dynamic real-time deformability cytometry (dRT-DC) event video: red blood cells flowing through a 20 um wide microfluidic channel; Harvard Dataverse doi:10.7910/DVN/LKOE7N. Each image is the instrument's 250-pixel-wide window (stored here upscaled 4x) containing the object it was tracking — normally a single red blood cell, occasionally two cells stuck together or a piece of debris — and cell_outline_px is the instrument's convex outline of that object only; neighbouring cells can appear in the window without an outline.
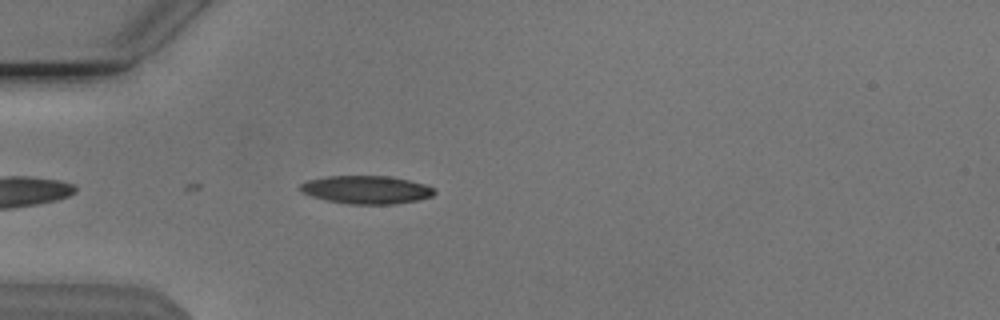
{"species": "Egyptian fruit bat (a non-hibernating species)", "species_latin": "Rousettus aegyptiacus", "temperature_condition": "cold", "stored_images_in_passage": 4, "camera_frame_rate_fps": 3000, "um_per_image_px": 0.085, "animal": {"sex": "male"}, "frame": {"image": 1, "passage_image": 1, "time_ms": 0.0, "image_size_px": [1000, 320], "cell_outline_px": [[436, 192], [432, 196], [420, 200], [396, 204], [348, 204], [328, 200], [312, 196], [300, 192], [300, 184], [308, 180], [328, 176], [388, 176], [428, 184], [436, 188]], "centroid_in_image_um": [31.2, 16.13], "position_along_channel_um": 53.8, "area_um2": 22.14}}